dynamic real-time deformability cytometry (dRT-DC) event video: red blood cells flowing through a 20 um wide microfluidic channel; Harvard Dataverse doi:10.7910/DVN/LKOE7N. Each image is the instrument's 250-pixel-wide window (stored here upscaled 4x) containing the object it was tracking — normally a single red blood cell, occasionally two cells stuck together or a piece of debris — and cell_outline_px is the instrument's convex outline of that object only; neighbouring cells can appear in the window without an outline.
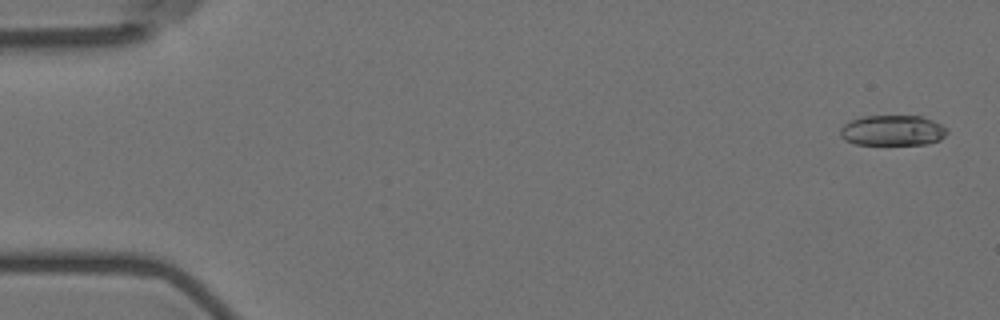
{"species": "Egyptian fruit bat (a non-hibernating species)", "species_latin": "Rousettus aegyptiacus", "temperature_condition": "room temperature", "stored_images_in_passage": 3, "camera_frame_rate_fps": 3000, "um_per_image_px": 0.085, "animal": {"sex": "female"}, "frame": {"image": 1, "passage_image": 1, "time_ms": 0.0, "image_size_px": [1000, 320], "cell_outline_px": [[948, 132], [940, 140], [928, 144], [856, 144], [844, 140], [840, 136], [840, 128], [844, 124], [852, 120], [864, 116], [920, 116], [932, 120], [948, 128]], "centroid_in_image_um": [75.88, 11.09], "position_along_channel_um": 9.1, "area_um2": 18.96}}